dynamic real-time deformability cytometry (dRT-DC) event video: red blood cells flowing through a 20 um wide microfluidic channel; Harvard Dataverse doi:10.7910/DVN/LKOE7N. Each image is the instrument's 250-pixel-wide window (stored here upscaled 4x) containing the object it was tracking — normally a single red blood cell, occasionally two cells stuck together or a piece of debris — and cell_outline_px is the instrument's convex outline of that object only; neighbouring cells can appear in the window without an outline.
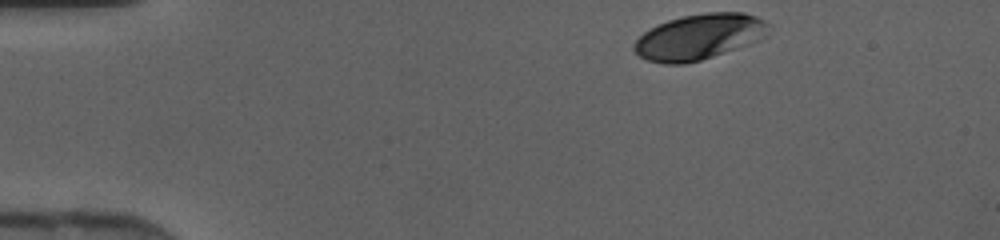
{"species": "human", "species_latin": "Homo sapiens", "temperature_condition": "cold", "stored_images_in_passage": 32, "camera_frame_rate_fps": 3000, "um_per_image_px": 0.085, "donor": {"sex": "female"}, "frame": {"image": 1, "passage_image": 1, "time_ms": 0.0, "image_size_px": [1000, 240], "cell_outline_px": [[772, 24], [764, 36], [760, 40], [700, 60], [684, 64], [664, 64], [648, 60], [640, 56], [632, 48], [632, 44], [644, 32], [668, 20], [684, 16], [704, 12], [744, 12], [756, 16]], "centroid_in_image_um": [59.45, 3.12], "position_along_channel_um": 25.6, "area_um2": 35.55}}
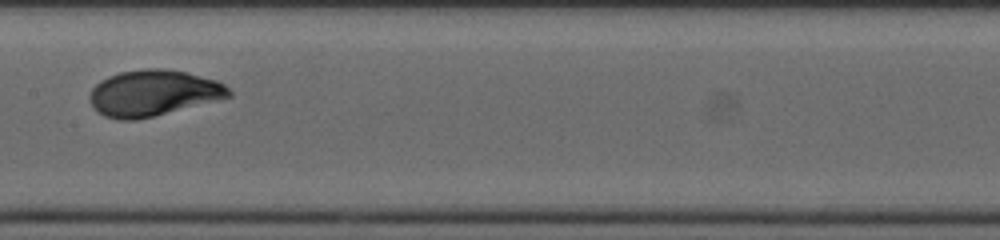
{"frame": {"image": 2, "passage_image": 18, "time_ms": 5.667, "image_size_px": [1000, 240], "cell_outline_px": [[232, 96], [136, 120], [120, 120], [104, 116], [96, 112], [88, 96], [92, 88], [100, 80], [108, 76], [120, 72], [144, 68], [164, 68], [188, 72], [216, 80], [224, 84], [232, 92]], "centroid_in_image_um": [12.99, 7.89], "position_along_channel_um": 194.4, "area_um2": 37.28}}
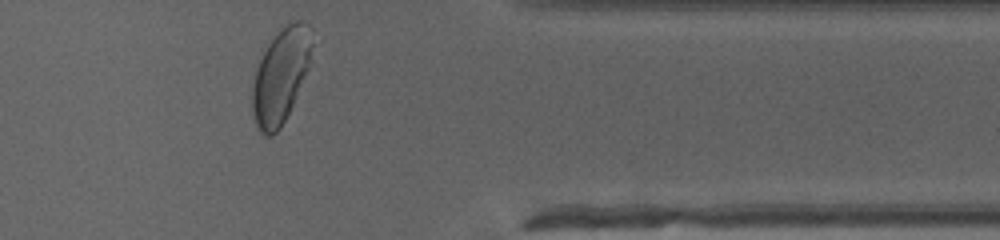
{"frame": {"image": 3, "passage_image": 32, "time_ms": 10.333, "image_size_px": [1000, 240], "cell_outline_px": [[324, 36], [292, 104], [280, 128], [272, 136], [264, 136], [256, 128], [252, 108], [252, 88], [260, 48], [288, 20], [304, 20]], "centroid_in_image_um": [23.98, 6.2], "position_along_channel_um": 387.4, "area_um2": 35.6}}